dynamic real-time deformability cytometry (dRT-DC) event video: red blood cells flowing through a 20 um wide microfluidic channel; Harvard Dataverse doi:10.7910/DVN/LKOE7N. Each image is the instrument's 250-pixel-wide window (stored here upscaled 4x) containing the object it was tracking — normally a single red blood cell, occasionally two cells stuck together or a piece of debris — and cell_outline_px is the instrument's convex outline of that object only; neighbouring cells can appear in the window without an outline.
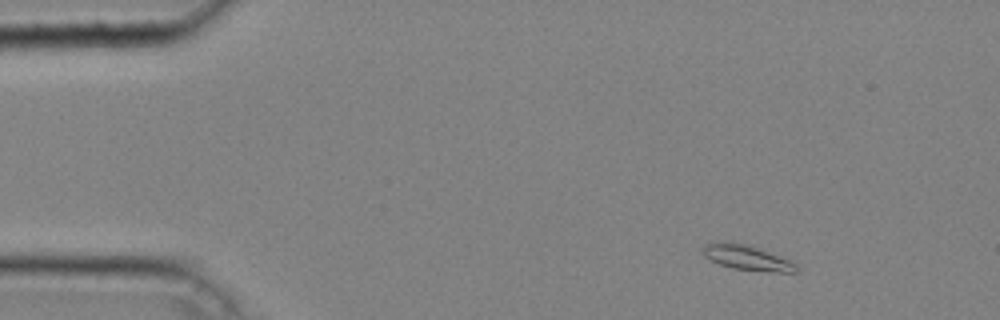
{"species": "common noctule bat (a hibernating species)", "species_latin": "Nyctalus noctula", "temperature_condition": "cold", "stored_images_in_passage": 40, "camera_frame_rate_fps": 3000, "um_per_image_px": 0.085, "animal": {"sex": "male", "body_mass_g": 20.4}, "frame": {"image": 1, "passage_image": 1, "time_ms": 0.0, "image_size_px": [1000, 320], "cell_outline_px": [[796, 272], [776, 272], [732, 268], [720, 264], [704, 256], [704, 244], [728, 240], [732, 240], [748, 244], [788, 260], [796, 264]], "centroid_in_image_um": [63.45, 21.87], "position_along_channel_um": 21.6, "area_um2": 13.41}}
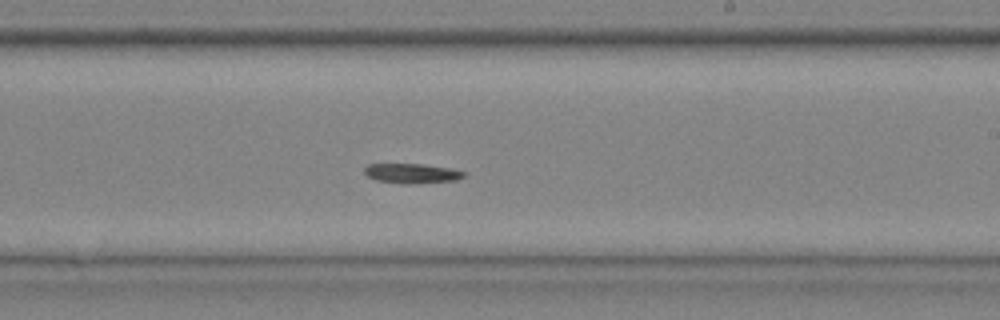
{"frame": {"image": 2, "passage_image": 23, "time_ms": 7.333, "image_size_px": [1000, 320], "cell_outline_px": [[468, 172], [464, 176], [456, 180], [376, 180], [368, 176], [364, 172], [364, 168], [368, 164], [424, 164], [452, 168]], "centroid_in_image_um": [35.04, 14.65], "position_along_channel_um": 254.0, "area_um2": 10.29}}
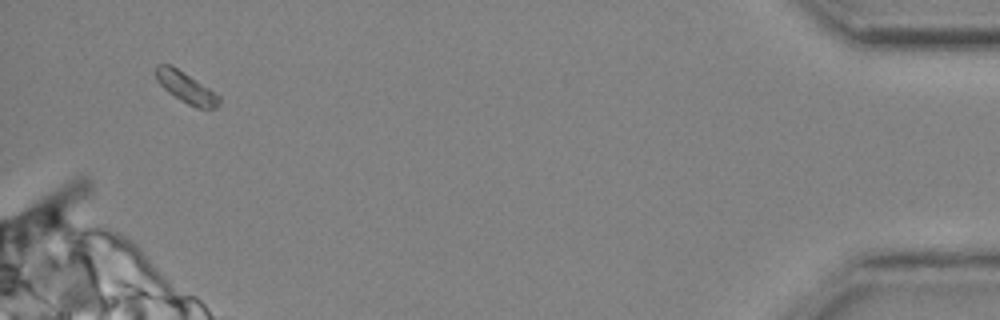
{"frame": {"image": 3, "passage_image": 39, "time_ms": 12.667, "image_size_px": [1000, 320], "cell_outline_px": [[220, 104], [216, 108], [196, 108], [180, 100], [168, 92], [156, 80], [156, 64], [172, 64], [220, 96]], "centroid_in_image_um": [15.8, 7.43], "position_along_channel_um": 419.4, "area_um2": 11.33}}